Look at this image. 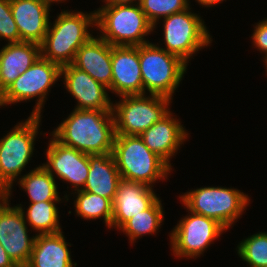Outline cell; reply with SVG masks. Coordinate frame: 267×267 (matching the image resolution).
<instances>
[{
  "instance_id": "ffe728a7",
  "label": "cell",
  "mask_w": 267,
  "mask_h": 267,
  "mask_svg": "<svg viewBox=\"0 0 267 267\" xmlns=\"http://www.w3.org/2000/svg\"><path fill=\"white\" fill-rule=\"evenodd\" d=\"M40 56V45L37 43H6L0 49V94Z\"/></svg>"
},
{
  "instance_id": "cb8c5ba5",
  "label": "cell",
  "mask_w": 267,
  "mask_h": 267,
  "mask_svg": "<svg viewBox=\"0 0 267 267\" xmlns=\"http://www.w3.org/2000/svg\"><path fill=\"white\" fill-rule=\"evenodd\" d=\"M60 203L62 201H40L29 203L30 205L27 209L21 204H17L16 206L20 207L25 222L33 232H36L35 235L55 234L62 231L59 220V207L56 206Z\"/></svg>"
},
{
  "instance_id": "e0dca14e",
  "label": "cell",
  "mask_w": 267,
  "mask_h": 267,
  "mask_svg": "<svg viewBox=\"0 0 267 267\" xmlns=\"http://www.w3.org/2000/svg\"><path fill=\"white\" fill-rule=\"evenodd\" d=\"M65 1L10 0L21 41L41 44L47 33L52 4Z\"/></svg>"
},
{
  "instance_id": "9a60e30c",
  "label": "cell",
  "mask_w": 267,
  "mask_h": 267,
  "mask_svg": "<svg viewBox=\"0 0 267 267\" xmlns=\"http://www.w3.org/2000/svg\"><path fill=\"white\" fill-rule=\"evenodd\" d=\"M112 81L108 92L119 96L143 95L139 46H111Z\"/></svg>"
},
{
  "instance_id": "4dcf8cb0",
  "label": "cell",
  "mask_w": 267,
  "mask_h": 267,
  "mask_svg": "<svg viewBox=\"0 0 267 267\" xmlns=\"http://www.w3.org/2000/svg\"><path fill=\"white\" fill-rule=\"evenodd\" d=\"M0 267H18L0 244Z\"/></svg>"
},
{
  "instance_id": "d6a6232c",
  "label": "cell",
  "mask_w": 267,
  "mask_h": 267,
  "mask_svg": "<svg viewBox=\"0 0 267 267\" xmlns=\"http://www.w3.org/2000/svg\"><path fill=\"white\" fill-rule=\"evenodd\" d=\"M105 4L103 5H122V4H136L140 0H101Z\"/></svg>"
},
{
  "instance_id": "d4e9b609",
  "label": "cell",
  "mask_w": 267,
  "mask_h": 267,
  "mask_svg": "<svg viewBox=\"0 0 267 267\" xmlns=\"http://www.w3.org/2000/svg\"><path fill=\"white\" fill-rule=\"evenodd\" d=\"M162 204L159 197L148 209L134 215L118 231L126 234L131 245L142 236L157 234L165 220Z\"/></svg>"
},
{
  "instance_id": "8fae6325",
  "label": "cell",
  "mask_w": 267,
  "mask_h": 267,
  "mask_svg": "<svg viewBox=\"0 0 267 267\" xmlns=\"http://www.w3.org/2000/svg\"><path fill=\"white\" fill-rule=\"evenodd\" d=\"M187 215L181 217L173 227L170 237V250L173 256L181 258H200L215 240L227 230L216 220L186 210Z\"/></svg>"
},
{
  "instance_id": "ac0fdd59",
  "label": "cell",
  "mask_w": 267,
  "mask_h": 267,
  "mask_svg": "<svg viewBox=\"0 0 267 267\" xmlns=\"http://www.w3.org/2000/svg\"><path fill=\"white\" fill-rule=\"evenodd\" d=\"M153 189L140 182L121 180L112 201L111 229L119 230L134 215L148 209L159 198Z\"/></svg>"
},
{
  "instance_id": "d6986e66",
  "label": "cell",
  "mask_w": 267,
  "mask_h": 267,
  "mask_svg": "<svg viewBox=\"0 0 267 267\" xmlns=\"http://www.w3.org/2000/svg\"><path fill=\"white\" fill-rule=\"evenodd\" d=\"M72 65L87 72L108 89L112 81L111 45L101 37L92 36L76 52Z\"/></svg>"
},
{
  "instance_id": "9c48e42d",
  "label": "cell",
  "mask_w": 267,
  "mask_h": 267,
  "mask_svg": "<svg viewBox=\"0 0 267 267\" xmlns=\"http://www.w3.org/2000/svg\"><path fill=\"white\" fill-rule=\"evenodd\" d=\"M112 106L115 134L140 135L159 122L171 109L173 99L157 95L120 96Z\"/></svg>"
},
{
  "instance_id": "603a6c76",
  "label": "cell",
  "mask_w": 267,
  "mask_h": 267,
  "mask_svg": "<svg viewBox=\"0 0 267 267\" xmlns=\"http://www.w3.org/2000/svg\"><path fill=\"white\" fill-rule=\"evenodd\" d=\"M29 171L17 181L30 199L29 203L62 201V199L66 202V197L61 198L59 195L56 179L41 164Z\"/></svg>"
},
{
  "instance_id": "ba28073f",
  "label": "cell",
  "mask_w": 267,
  "mask_h": 267,
  "mask_svg": "<svg viewBox=\"0 0 267 267\" xmlns=\"http://www.w3.org/2000/svg\"><path fill=\"white\" fill-rule=\"evenodd\" d=\"M60 79L61 66L40 56L0 94V108L36 98L30 115L42 116L50 89Z\"/></svg>"
},
{
  "instance_id": "484cf974",
  "label": "cell",
  "mask_w": 267,
  "mask_h": 267,
  "mask_svg": "<svg viewBox=\"0 0 267 267\" xmlns=\"http://www.w3.org/2000/svg\"><path fill=\"white\" fill-rule=\"evenodd\" d=\"M72 194L75 197L74 200V208L77 217H81L85 220H97L101 219L105 223V227L111 230V220L113 217V207L112 202L105 197H102L97 194H93L90 192H86L83 190L75 191L73 193H69L66 197V201L69 200V195Z\"/></svg>"
},
{
  "instance_id": "7a4b0ae2",
  "label": "cell",
  "mask_w": 267,
  "mask_h": 267,
  "mask_svg": "<svg viewBox=\"0 0 267 267\" xmlns=\"http://www.w3.org/2000/svg\"><path fill=\"white\" fill-rule=\"evenodd\" d=\"M56 16L53 22H49L47 33L40 44V52L42 58L62 67L72 64L76 52L94 36L90 29L96 27L95 10L84 13L62 9Z\"/></svg>"
},
{
  "instance_id": "836d02e7",
  "label": "cell",
  "mask_w": 267,
  "mask_h": 267,
  "mask_svg": "<svg viewBox=\"0 0 267 267\" xmlns=\"http://www.w3.org/2000/svg\"><path fill=\"white\" fill-rule=\"evenodd\" d=\"M223 1H226V0H195V2H197L199 5L205 8H211L212 6L214 5H217V4H220L222 3Z\"/></svg>"
},
{
  "instance_id": "30bf717a",
  "label": "cell",
  "mask_w": 267,
  "mask_h": 267,
  "mask_svg": "<svg viewBox=\"0 0 267 267\" xmlns=\"http://www.w3.org/2000/svg\"><path fill=\"white\" fill-rule=\"evenodd\" d=\"M191 9L189 7L159 20L163 22L165 44L161 48L180 57L187 64L198 51L212 45L213 41L203 18Z\"/></svg>"
},
{
  "instance_id": "44dd1931",
  "label": "cell",
  "mask_w": 267,
  "mask_h": 267,
  "mask_svg": "<svg viewBox=\"0 0 267 267\" xmlns=\"http://www.w3.org/2000/svg\"><path fill=\"white\" fill-rule=\"evenodd\" d=\"M61 231L35 236L30 260L26 267H76L72 261L71 246Z\"/></svg>"
},
{
  "instance_id": "f546056e",
  "label": "cell",
  "mask_w": 267,
  "mask_h": 267,
  "mask_svg": "<svg viewBox=\"0 0 267 267\" xmlns=\"http://www.w3.org/2000/svg\"><path fill=\"white\" fill-rule=\"evenodd\" d=\"M256 24V25H255ZM254 24V30L251 35L252 48L257 49L260 53L267 55V18Z\"/></svg>"
},
{
  "instance_id": "8992f818",
  "label": "cell",
  "mask_w": 267,
  "mask_h": 267,
  "mask_svg": "<svg viewBox=\"0 0 267 267\" xmlns=\"http://www.w3.org/2000/svg\"><path fill=\"white\" fill-rule=\"evenodd\" d=\"M161 45L148 42L139 46L143 94H157L173 99L189 64L162 49Z\"/></svg>"
},
{
  "instance_id": "e575fe53",
  "label": "cell",
  "mask_w": 267,
  "mask_h": 267,
  "mask_svg": "<svg viewBox=\"0 0 267 267\" xmlns=\"http://www.w3.org/2000/svg\"><path fill=\"white\" fill-rule=\"evenodd\" d=\"M262 60H263V62H264V64H263V65H264V66H265V68H266V70H265V71H266V75H267V55H264Z\"/></svg>"
},
{
  "instance_id": "6da1fadb",
  "label": "cell",
  "mask_w": 267,
  "mask_h": 267,
  "mask_svg": "<svg viewBox=\"0 0 267 267\" xmlns=\"http://www.w3.org/2000/svg\"><path fill=\"white\" fill-rule=\"evenodd\" d=\"M49 135L62 145L88 155L112 153L113 112L73 109Z\"/></svg>"
},
{
  "instance_id": "2e32d148",
  "label": "cell",
  "mask_w": 267,
  "mask_h": 267,
  "mask_svg": "<svg viewBox=\"0 0 267 267\" xmlns=\"http://www.w3.org/2000/svg\"><path fill=\"white\" fill-rule=\"evenodd\" d=\"M189 135L185 126L181 124V119H177V115L170 111L139 136L153 153L173 169L171 159L176 156Z\"/></svg>"
},
{
  "instance_id": "7c38bea8",
  "label": "cell",
  "mask_w": 267,
  "mask_h": 267,
  "mask_svg": "<svg viewBox=\"0 0 267 267\" xmlns=\"http://www.w3.org/2000/svg\"><path fill=\"white\" fill-rule=\"evenodd\" d=\"M10 202L9 198L0 201V244L18 267H26L36 235L30 237L32 230L20 207L11 206Z\"/></svg>"
},
{
  "instance_id": "5b68a950",
  "label": "cell",
  "mask_w": 267,
  "mask_h": 267,
  "mask_svg": "<svg viewBox=\"0 0 267 267\" xmlns=\"http://www.w3.org/2000/svg\"><path fill=\"white\" fill-rule=\"evenodd\" d=\"M185 209L212 218L226 230L232 228L250 205L248 194L237 188L205 186L179 195Z\"/></svg>"
},
{
  "instance_id": "1f68e13d",
  "label": "cell",
  "mask_w": 267,
  "mask_h": 267,
  "mask_svg": "<svg viewBox=\"0 0 267 267\" xmlns=\"http://www.w3.org/2000/svg\"><path fill=\"white\" fill-rule=\"evenodd\" d=\"M11 188L0 177V201L9 198Z\"/></svg>"
},
{
  "instance_id": "52a82bcc",
  "label": "cell",
  "mask_w": 267,
  "mask_h": 267,
  "mask_svg": "<svg viewBox=\"0 0 267 267\" xmlns=\"http://www.w3.org/2000/svg\"><path fill=\"white\" fill-rule=\"evenodd\" d=\"M42 116L30 115L18 122L0 139V177L11 188L26 171V166L34 155V145L40 131ZM22 174V175H21Z\"/></svg>"
},
{
  "instance_id": "4316f807",
  "label": "cell",
  "mask_w": 267,
  "mask_h": 267,
  "mask_svg": "<svg viewBox=\"0 0 267 267\" xmlns=\"http://www.w3.org/2000/svg\"><path fill=\"white\" fill-rule=\"evenodd\" d=\"M236 251L248 267H267V232L258 231L242 239Z\"/></svg>"
},
{
  "instance_id": "7402d4cb",
  "label": "cell",
  "mask_w": 267,
  "mask_h": 267,
  "mask_svg": "<svg viewBox=\"0 0 267 267\" xmlns=\"http://www.w3.org/2000/svg\"><path fill=\"white\" fill-rule=\"evenodd\" d=\"M122 180L111 153L89 155V172L83 191L113 201Z\"/></svg>"
},
{
  "instance_id": "5bb4252c",
  "label": "cell",
  "mask_w": 267,
  "mask_h": 267,
  "mask_svg": "<svg viewBox=\"0 0 267 267\" xmlns=\"http://www.w3.org/2000/svg\"><path fill=\"white\" fill-rule=\"evenodd\" d=\"M65 89L77 102L74 109L112 111L113 102L107 87L94 80L87 72L72 64L61 67Z\"/></svg>"
},
{
  "instance_id": "277c9868",
  "label": "cell",
  "mask_w": 267,
  "mask_h": 267,
  "mask_svg": "<svg viewBox=\"0 0 267 267\" xmlns=\"http://www.w3.org/2000/svg\"><path fill=\"white\" fill-rule=\"evenodd\" d=\"M97 34L111 46H140L156 32L139 3L102 5L95 10Z\"/></svg>"
},
{
  "instance_id": "83f0119b",
  "label": "cell",
  "mask_w": 267,
  "mask_h": 267,
  "mask_svg": "<svg viewBox=\"0 0 267 267\" xmlns=\"http://www.w3.org/2000/svg\"><path fill=\"white\" fill-rule=\"evenodd\" d=\"M190 0H140L139 5L155 30L159 20L191 7Z\"/></svg>"
},
{
  "instance_id": "3957f363",
  "label": "cell",
  "mask_w": 267,
  "mask_h": 267,
  "mask_svg": "<svg viewBox=\"0 0 267 267\" xmlns=\"http://www.w3.org/2000/svg\"><path fill=\"white\" fill-rule=\"evenodd\" d=\"M111 154L125 181L140 182L154 188L155 183L165 181L173 171L144 144L139 135L115 134Z\"/></svg>"
},
{
  "instance_id": "d590c367",
  "label": "cell",
  "mask_w": 267,
  "mask_h": 267,
  "mask_svg": "<svg viewBox=\"0 0 267 267\" xmlns=\"http://www.w3.org/2000/svg\"><path fill=\"white\" fill-rule=\"evenodd\" d=\"M40 1H64V0H40Z\"/></svg>"
},
{
  "instance_id": "4fadbf2b",
  "label": "cell",
  "mask_w": 267,
  "mask_h": 267,
  "mask_svg": "<svg viewBox=\"0 0 267 267\" xmlns=\"http://www.w3.org/2000/svg\"><path fill=\"white\" fill-rule=\"evenodd\" d=\"M44 154L47 160L41 165L55 179L58 177L63 183L70 184L71 193L84 188L89 172L88 154L62 145L53 136Z\"/></svg>"
},
{
  "instance_id": "f1b7e54d",
  "label": "cell",
  "mask_w": 267,
  "mask_h": 267,
  "mask_svg": "<svg viewBox=\"0 0 267 267\" xmlns=\"http://www.w3.org/2000/svg\"><path fill=\"white\" fill-rule=\"evenodd\" d=\"M22 42L13 18L10 0H0V41Z\"/></svg>"
}]
</instances>
